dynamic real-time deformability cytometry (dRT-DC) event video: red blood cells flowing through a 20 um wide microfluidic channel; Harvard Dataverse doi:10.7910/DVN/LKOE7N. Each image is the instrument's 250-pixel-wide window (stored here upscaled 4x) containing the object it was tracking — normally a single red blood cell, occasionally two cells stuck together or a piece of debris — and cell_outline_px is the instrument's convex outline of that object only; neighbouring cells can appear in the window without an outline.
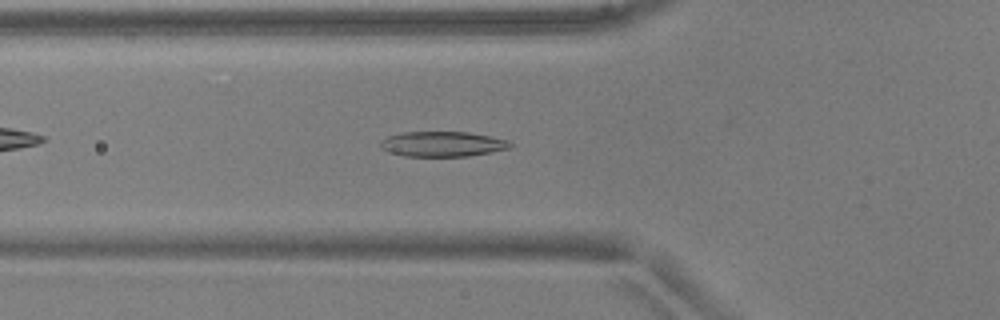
{"species": "common noctule bat (a hibernating species)", "species_latin": "Nyctalus noctula", "temperature_condition": "warm", "stored_images_in_passage": 41, "camera_frame_rate_fps": 3000, "um_per_image_px": 0.085, "animal": {"sex": "male", "body_mass_g": 17.9, "forearm_length_mm": 54.2}, "frame": {"image": 1, "passage_image": 8, "time_ms": 2.333, "image_size_px": [1000, 320], "cell_outline_px": [[512, 148], [492, 152], [468, 156], [404, 156], [388, 152], [380, 148], [380, 140], [388, 136], [404, 132], [468, 132], [492, 136], [508, 140], [512, 144]], "centroid_in_image_um": [37.62, 12.24], "position_along_channel_um": 88.2, "area_um2": 19.19}}
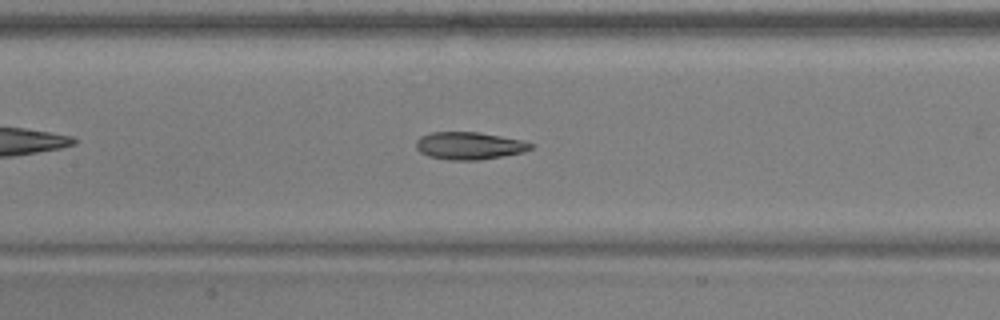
{"frame": {"image": 2, "passage_image": 14, "time_ms": 4.333, "image_size_px": [1000, 320], "cell_outline_px": [[532, 148], [524, 152], [504, 156], [480, 160], [448, 160], [428, 156], [420, 152], [416, 148], [416, 140], [420, 136], [432, 132], [476, 132], [500, 136], [520, 140], [532, 144]], "centroid_in_image_um": [39.85, 12.39], "position_along_channel_um": 167.6, "area_um2": 18.32}}
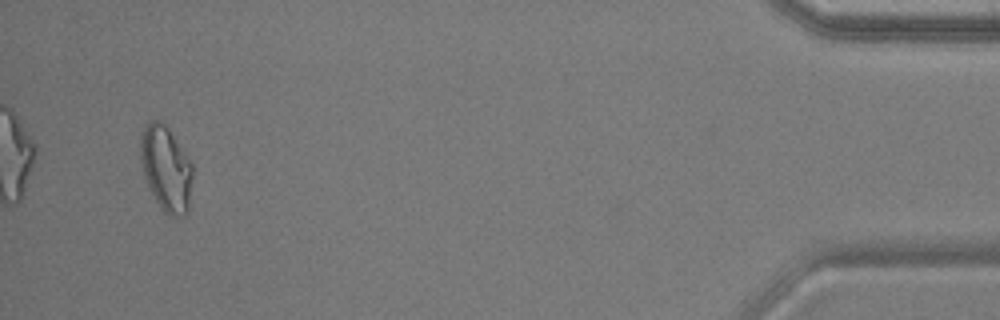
{"frame": {"image": 3, "passage_image": 39, "time_ms": 12.667, "image_size_px": [1000, 320], "cell_outline_px": [[192, 176], [188, 212], [184, 216], [168, 216], [160, 208], [144, 176], [140, 160], [140, 132], [144, 124], [148, 120], [160, 120], [168, 128], [192, 164]], "centroid_in_image_um": [14.09, 14.31], "position_along_channel_um": 421.1, "area_um2": 25.95}, "authors_computed_cell_mechanics": {"area_um2": 19.2474, "velocity_mm_per_s": 3.9199, "shape_relaxation_time_tau1_ms": 6.099, "shape_relaxation_time_tau2_ms": 2.5379, "deformation_change_tau1": 0.2067, "deformation_change_tau2": 0.0976}}